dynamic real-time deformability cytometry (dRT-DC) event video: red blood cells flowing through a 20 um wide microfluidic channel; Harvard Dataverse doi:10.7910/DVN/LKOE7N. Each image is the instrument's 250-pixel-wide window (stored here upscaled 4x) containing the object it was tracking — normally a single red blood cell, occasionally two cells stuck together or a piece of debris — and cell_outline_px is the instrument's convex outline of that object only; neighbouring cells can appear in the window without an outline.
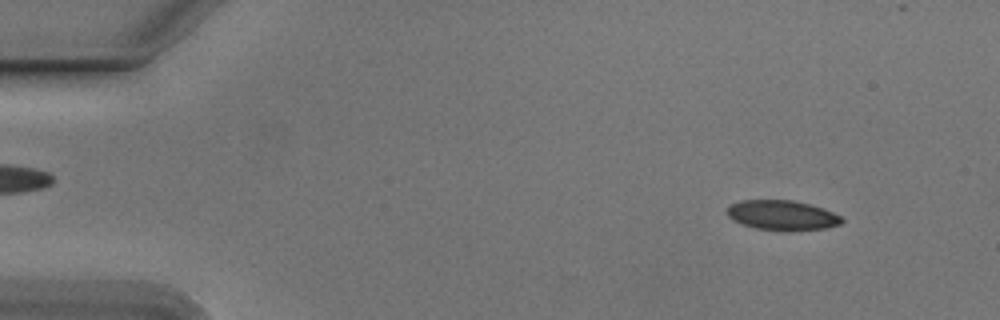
{"species": "Egyptian fruit bat (a non-hibernating species)", "species_latin": "Rousettus aegyptiacus", "temperature_condition": "cold", "stored_images_in_passage": 53, "camera_frame_rate_fps": 3000, "um_per_image_px": 0.085, "animal": {"sex": "male"}, "frame": {"image": 1, "passage_image": 5, "time_ms": 1.333, "image_size_px": [1000, 320], "cell_outline_px": [[844, 220], [840, 224], [824, 228], [788, 232], [756, 228], [732, 220], [728, 216], [728, 208], [732, 204], [740, 200], [792, 200], [824, 208], [840, 216]], "centroid_in_image_um": [66.5, 18.31], "position_along_channel_um": 18.5, "area_um2": 19.94}}
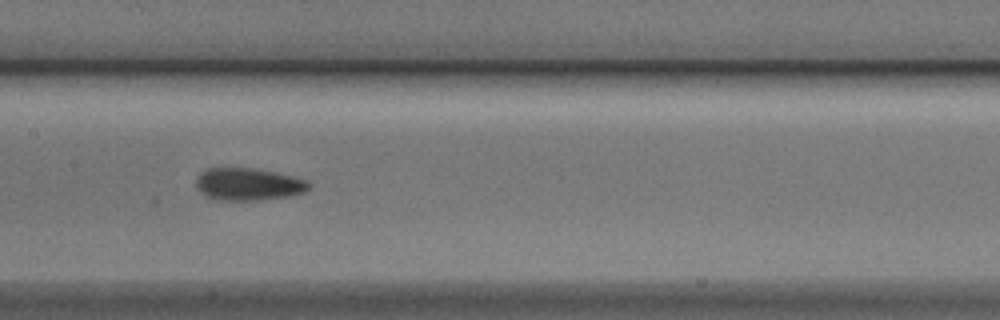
{"frame": {"image": 2, "passage_image": 26, "time_ms": 8.333, "image_size_px": [1000, 320], "cell_outline_px": [[312, 184], [304, 192], [292, 196], [256, 200], [216, 200], [204, 196], [196, 188], [196, 176], [200, 172], [208, 168], [252, 168], [276, 172], [308, 180]], "centroid_in_image_um": [21.08, 15.66], "position_along_channel_um": 186.3, "area_um2": 21.56}}
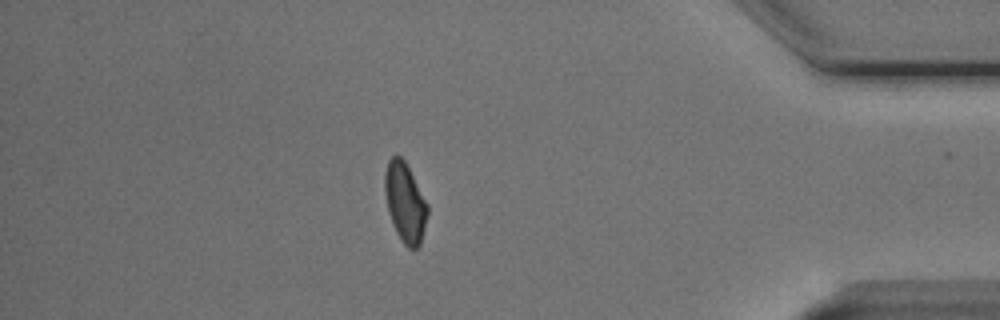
{"frame": {"image": 3, "passage_image": 46, "time_ms": 15.0, "image_size_px": [1000, 320], "cell_outline_px": [[428, 212], [420, 244], [416, 248], [408, 248], [404, 244], [396, 232], [388, 212], [384, 192], [384, 172], [388, 160], [392, 156], [400, 156], [404, 160], [428, 204]], "centroid_in_image_um": [34.41, 17.19], "position_along_channel_um": 400.8, "area_um2": 19.65}, "authors_computed_cell_mechanics": {"area_um2": 20.4034, "velocity_mm_per_s": 3.7985, "shape_relaxation_time_tau1_ms": 5.0948, "shape_relaxation_time_tau2_ms": 2.2559, "deformation_change_tau1": 0.1268, "deformation_change_tau2": 0.0673}}